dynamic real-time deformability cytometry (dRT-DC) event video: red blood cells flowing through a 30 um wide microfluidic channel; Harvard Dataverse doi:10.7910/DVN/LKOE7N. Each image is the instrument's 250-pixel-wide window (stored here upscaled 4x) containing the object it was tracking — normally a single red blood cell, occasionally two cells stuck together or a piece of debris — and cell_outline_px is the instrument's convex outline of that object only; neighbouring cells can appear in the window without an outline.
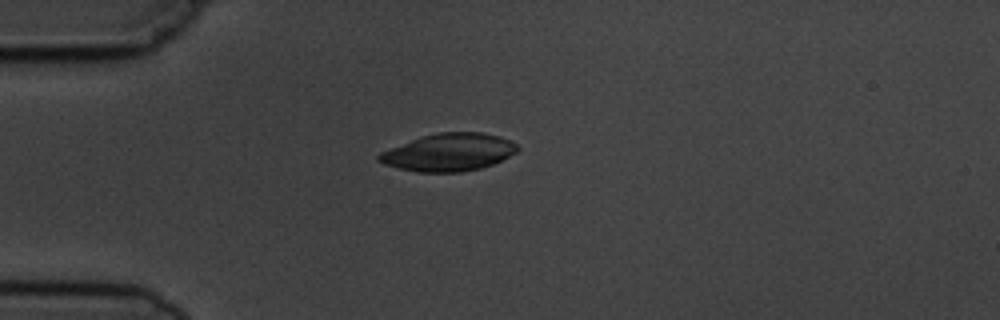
{"species": "common noctule bat (a hibernating species)", "species_latin": "Nyctalus noctula", "temperature_condition": "cold", "stored_images_in_passage": 5, "camera_frame_rate_fps": 3000, "um_per_image_px": 0.085, "animal": {"sex": "male", "body_mass_g": 19.5, "forearm_length_mm": 54.6}, "frame": {"image": 1, "passage_image": 5, "time_ms": 4.667, "image_size_px": [1000, 320], "cell_outline_px": [[520, 148], [516, 152], [492, 164], [480, 168], [460, 172], [420, 172], [400, 168], [384, 164], [376, 160], [376, 156], [380, 152], [420, 136], [436, 132], [480, 132], [500, 136], [516, 144]], "centroid_in_image_um": [38.11, 12.93], "position_along_channel_um": 46.9, "area_um2": 30.23}}